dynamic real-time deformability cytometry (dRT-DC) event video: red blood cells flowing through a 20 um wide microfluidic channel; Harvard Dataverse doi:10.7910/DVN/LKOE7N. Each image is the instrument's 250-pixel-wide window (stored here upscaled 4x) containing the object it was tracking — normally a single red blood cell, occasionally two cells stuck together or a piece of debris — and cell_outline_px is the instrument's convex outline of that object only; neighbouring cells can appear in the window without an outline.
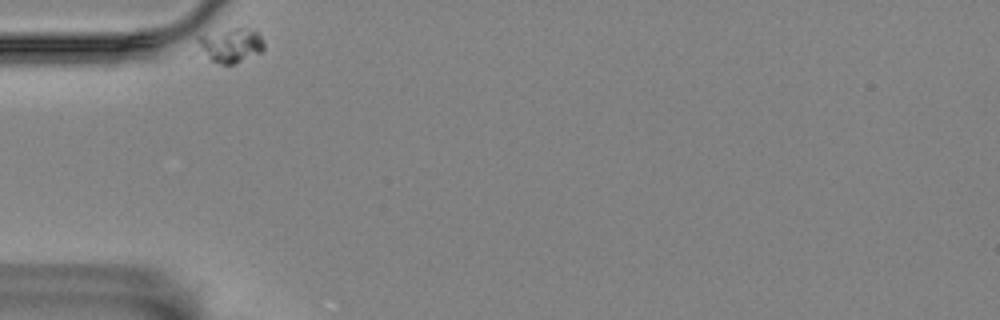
{"species": "Egyptian fruit bat (a non-hibernating species)", "species_latin": "Rousettus aegyptiacus", "temperature_condition": "room temperature", "stored_images_in_passage": 4, "camera_frame_rate_fps": 3000, "um_per_image_px": 0.085, "animal": {"sex": "female"}, "frame": {"image": 1, "passage_image": 1, "time_ms": 0.0, "image_size_px": [1000, 320], "cell_outline_px": [[264, 48], [260, 52], [232, 64], [220, 64], [188, 56], [196, 40], [200, 36], [236, 28], [240, 28], [256, 32], [260, 36], [264, 44]], "centroid_in_image_um": [19.33, 3.93], "position_along_channel_um": 65.7, "area_um2": 13.99}}
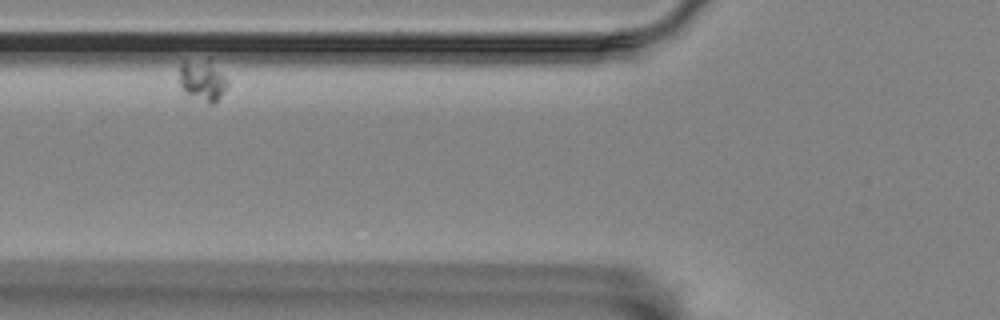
{"frame": {"image": 2, "passage_image": 3, "time_ms": 2.0, "image_size_px": [1000, 320], "cell_outline_px": [[228, 84], [220, 96], [212, 104], [208, 104], [188, 92], [180, 84], [180, 64], [184, 60], [208, 60], [228, 80]], "centroid_in_image_um": [17.21, 6.8], "position_along_channel_um": 108.6, "area_um2": 10.92}}
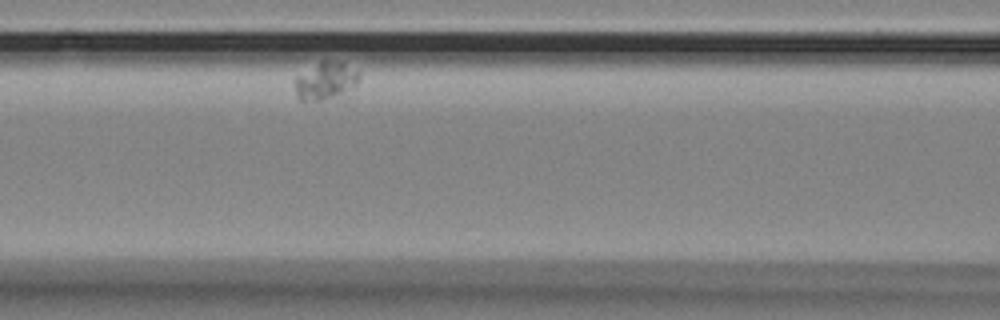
{"frame": {"image": 3, "passage_image": 4, "time_ms": 3.333, "image_size_px": [1000, 320], "cell_outline_px": [[360, 80], [356, 84], [340, 92], [320, 100], [300, 100], [296, 96], [292, 80], [296, 76], [324, 60], [340, 60], [360, 72]], "centroid_in_image_um": [27.63, 6.82], "position_along_channel_um": 139.0, "area_um2": 13.76}}